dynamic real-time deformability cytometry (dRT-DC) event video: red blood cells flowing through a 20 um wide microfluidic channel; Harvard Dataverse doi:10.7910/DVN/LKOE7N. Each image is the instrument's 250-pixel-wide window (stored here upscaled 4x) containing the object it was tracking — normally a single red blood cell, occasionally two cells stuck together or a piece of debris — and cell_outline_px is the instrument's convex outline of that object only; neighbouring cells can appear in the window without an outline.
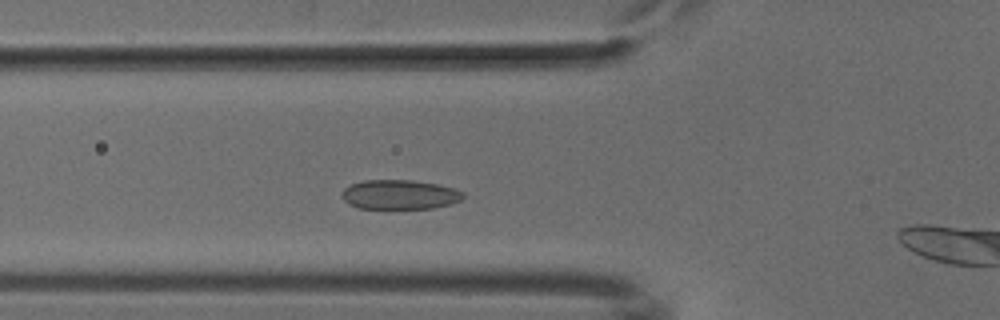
{"species": "common noctule bat (a hibernating species)", "species_latin": "Nyctalus noctula", "temperature_condition": "cold", "stored_images_in_passage": 42, "camera_frame_rate_fps": 3000, "um_per_image_px": 0.085, "animal": {"sex": "male", "body_mass_g": 18.8}, "frame": {"image": 1, "passage_image": 11, "time_ms": 3.333, "image_size_px": [1000, 320], "cell_outline_px": [[464, 196], [460, 200], [452, 204], [432, 208], [360, 208], [348, 204], [340, 196], [344, 188], [352, 184], [364, 180], [412, 180], [440, 184], [456, 188], [464, 192]], "centroid_in_image_um": [34.0, 16.53], "position_along_channel_um": 91.8, "area_um2": 20.98}}
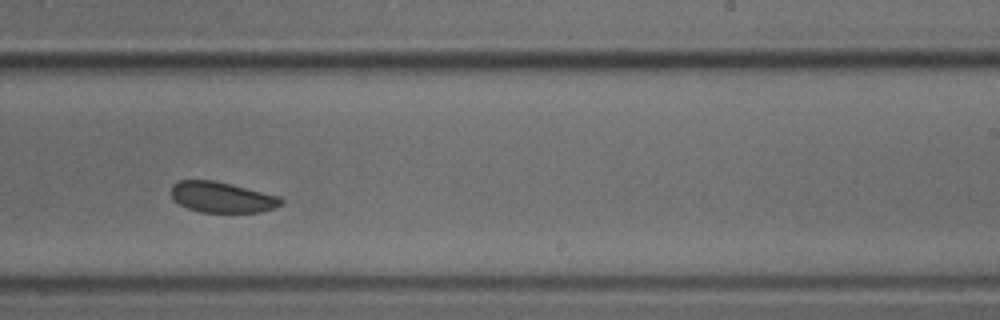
{"frame": {"image": 2, "passage_image": 25, "time_ms": 8.0, "image_size_px": [1000, 320], "cell_outline_px": [[284, 204], [276, 208], [260, 212], [200, 212], [188, 208], [172, 200], [172, 184], [180, 180], [212, 180], [232, 184], [280, 196], [284, 200]], "centroid_in_image_um": [18.9, 16.76], "position_along_channel_um": 270.1, "area_um2": 19.83}}
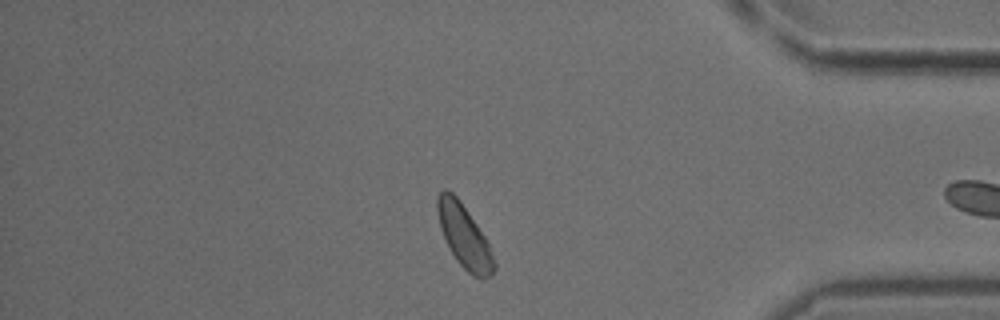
{"frame": {"image": 3, "passage_image": 37, "time_ms": 12.0, "image_size_px": [1000, 320], "cell_outline_px": [[496, 268], [492, 276], [484, 280], [480, 280], [472, 276], [456, 260], [448, 248], [440, 228], [436, 208], [436, 196], [444, 188], [452, 192], [460, 200], [484, 236], [488, 244], [496, 264]], "centroid_in_image_um": [39.45, 20.11], "position_along_channel_um": 395.8, "area_um2": 20.98}}